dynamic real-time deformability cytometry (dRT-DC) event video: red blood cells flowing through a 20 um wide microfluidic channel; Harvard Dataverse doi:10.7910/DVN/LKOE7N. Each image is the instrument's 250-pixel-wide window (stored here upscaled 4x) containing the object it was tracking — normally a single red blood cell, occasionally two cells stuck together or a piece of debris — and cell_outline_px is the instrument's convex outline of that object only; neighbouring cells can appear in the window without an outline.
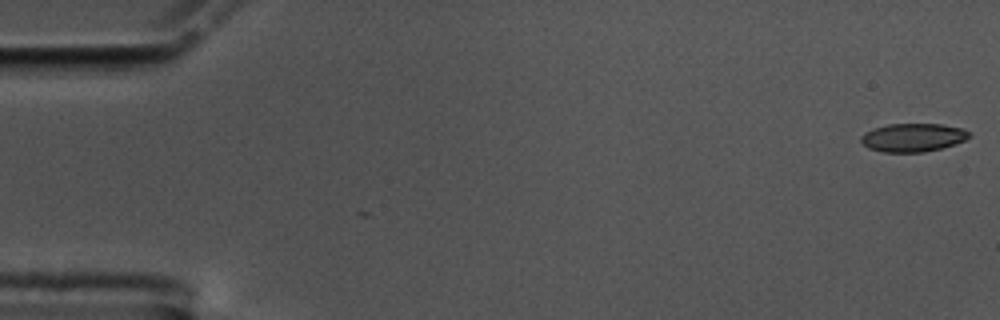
{"species": "common noctule bat (a hibernating species)", "species_latin": "Nyctalus noctula", "temperature_condition": "cold", "stored_images_in_passage": 12, "camera_frame_rate_fps": 3000, "um_per_image_px": 0.085, "animal": {"sex": "male", "body_mass_g": 17.5, "forearm_length_mm": 52.3}, "frame": {"image": 1, "passage_image": 1, "time_ms": 0.0, "image_size_px": [1000, 320], "cell_outline_px": [[972, 136], [964, 140], [940, 148], [924, 152], [884, 152], [868, 148], [860, 140], [860, 136], [864, 132], [872, 128], [888, 124], [940, 124], [964, 128]], "centroid_in_image_um": [77.57, 11.68], "position_along_channel_um": 7.4, "area_um2": 17.86}}